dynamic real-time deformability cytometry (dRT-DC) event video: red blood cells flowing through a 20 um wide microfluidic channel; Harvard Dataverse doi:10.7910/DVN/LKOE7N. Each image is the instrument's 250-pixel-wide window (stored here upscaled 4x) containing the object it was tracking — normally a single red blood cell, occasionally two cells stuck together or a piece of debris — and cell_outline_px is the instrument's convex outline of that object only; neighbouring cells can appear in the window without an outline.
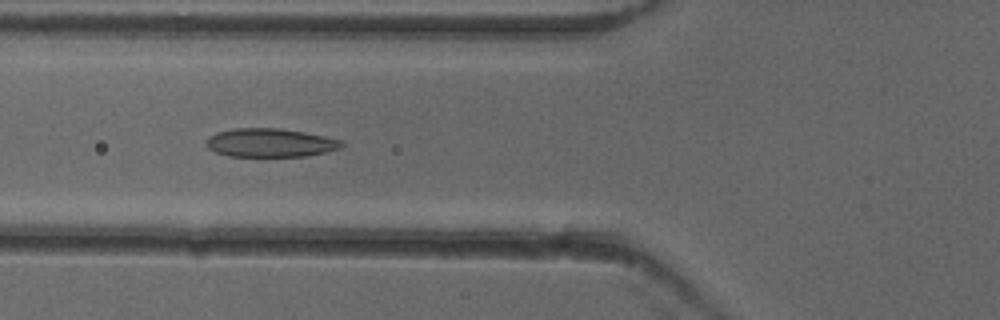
{"species": "common noctule bat (a hibernating species)", "species_latin": "Nyctalus noctula", "temperature_condition": "cold", "stored_images_in_passage": 52, "camera_frame_rate_fps": 3000, "um_per_image_px": 0.085, "animal": {"sex": "female"}, "frame": {"image": 1, "passage_image": 20, "time_ms": 6.333, "image_size_px": [1000, 320], "cell_outline_px": [[344, 144], [340, 148], [328, 152], [308, 156], [228, 156], [216, 152], [208, 148], [204, 144], [204, 140], [208, 136], [216, 132], [236, 128], [280, 128], [304, 132], [344, 140]], "centroid_in_image_um": [22.96, 12.13], "position_along_channel_um": 102.8, "area_um2": 22.83}}
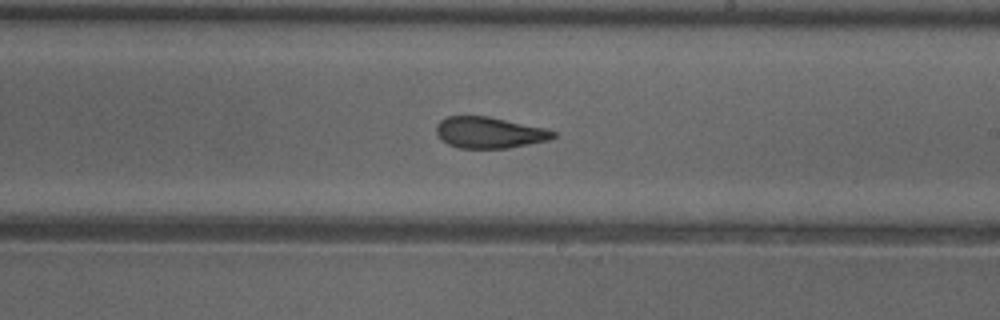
{"frame": {"image": 2, "passage_image": 31, "time_ms": 10.0, "image_size_px": [1000, 320], "cell_outline_px": [[556, 136], [548, 140], [508, 148], [460, 148], [448, 144], [436, 132], [436, 124], [440, 120], [448, 116], [488, 116], [544, 128], [556, 132]], "centroid_in_image_um": [41.58, 11.26], "position_along_channel_um": 247.4, "area_um2": 21.04}}
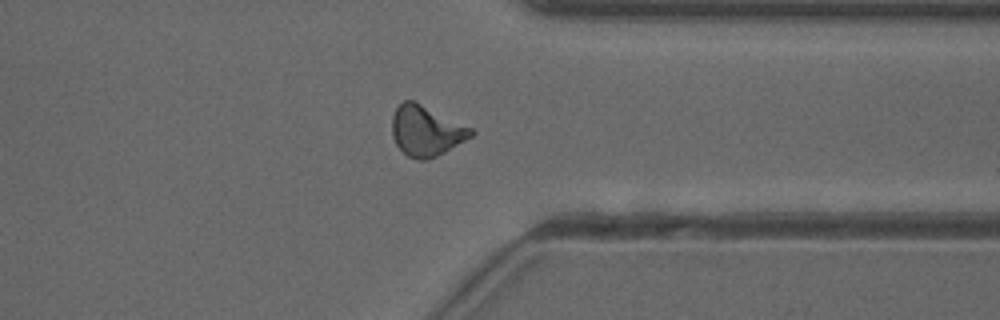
{"frame": {"image": 3, "passage_image": 41, "time_ms": 13.333, "image_size_px": [1000, 320], "cell_outline_px": [[476, 132], [472, 136], [444, 152], [428, 160], [420, 160], [408, 156], [396, 144], [392, 136], [392, 116], [396, 108], [404, 100], [412, 100], [472, 128]], "centroid_in_image_um": [36.21, 11.13], "position_along_channel_um": 375.2, "area_um2": 22.83}, "authors_computed_cell_mechanics": {"area_um2": 22.2241, "velocity_mm_per_s": 3.9248, "shape_relaxation_time_tau1_ms": 11.2497, "shape_relaxation_time_tau2_ms": 2.3646, "deformation_change_tau1": 0.2299, "deformation_change_tau2": 0.1016}}